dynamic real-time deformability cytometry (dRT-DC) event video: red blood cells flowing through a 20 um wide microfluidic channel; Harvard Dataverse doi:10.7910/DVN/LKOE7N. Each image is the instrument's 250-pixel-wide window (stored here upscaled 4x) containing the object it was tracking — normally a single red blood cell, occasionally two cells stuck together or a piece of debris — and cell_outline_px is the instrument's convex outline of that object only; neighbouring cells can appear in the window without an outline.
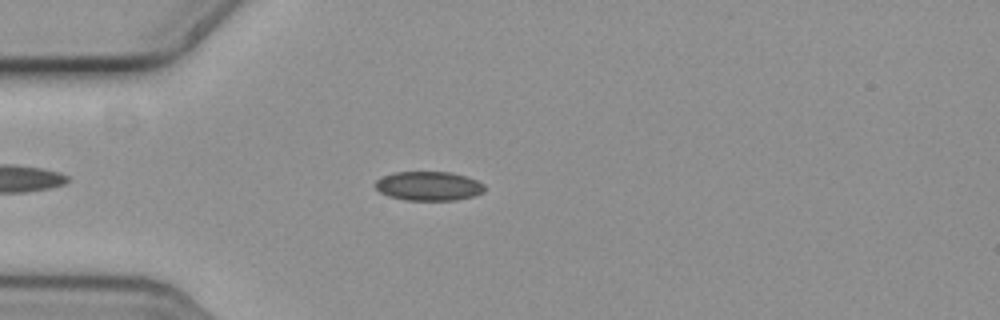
{"species": "common noctule bat (a hibernating species)", "species_latin": "Nyctalus noctula", "temperature_condition": "cold", "stored_images_in_passage": 51, "camera_frame_rate_fps": 3000, "um_per_image_px": 0.085, "animal": {"sex": "female", "body_mass_g": 19.3, "forearm_length_mm": 54.1}, "frame": {"image": 1, "passage_image": 9, "time_ms": 2.667, "image_size_px": [1000, 320], "cell_outline_px": [[484, 192], [476, 196], [456, 200], [404, 200], [388, 196], [380, 192], [376, 188], [376, 180], [384, 176], [396, 172], [448, 172], [464, 176], [476, 180], [484, 184]], "centroid_in_image_um": [36.45, 15.82], "position_along_channel_um": 48.5, "area_um2": 18.5}}
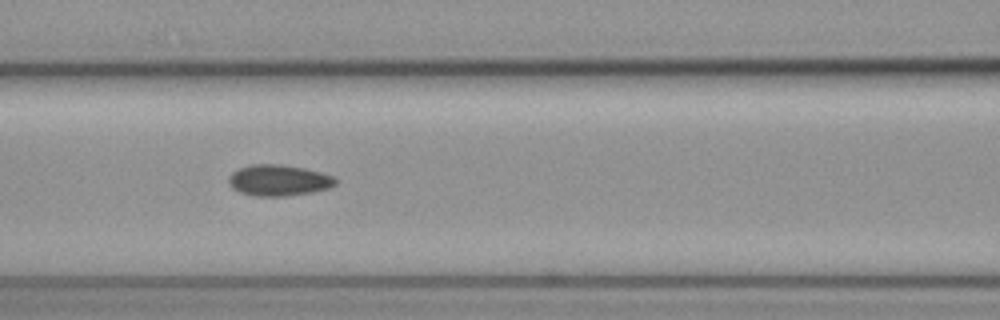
{"frame": {"image": 2, "passage_image": 18, "time_ms": 5.667, "image_size_px": [1000, 320], "cell_outline_px": [[336, 184], [328, 188], [312, 192], [284, 196], [256, 196], [240, 192], [232, 188], [228, 180], [232, 172], [240, 168], [252, 164], [280, 164], [304, 168], [336, 176]], "centroid_in_image_um": [23.7, 15.32], "position_along_channel_um": 142.9, "area_um2": 19.31}}
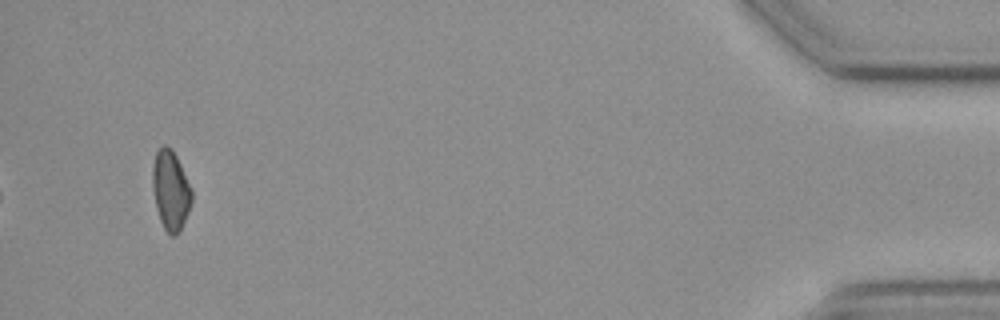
{"frame": {"image": 3, "passage_image": 48, "time_ms": 15.667, "image_size_px": [1000, 320], "cell_outline_px": [[192, 200], [188, 212], [180, 232], [176, 236], [168, 236], [160, 220], [156, 208], [152, 188], [152, 168], [156, 152], [164, 144], [176, 156], [192, 188]], "centroid_in_image_um": [14.5, 16.23], "position_along_channel_um": 420.7, "area_um2": 18.21}, "authors_computed_cell_mechanics": {"area_um2": 18.496, "velocity_mm_per_s": 3.6116, "shape_relaxation_time_tau1_ms": null, "shape_relaxation_time_tau2_ms": 6.5923, "deformation_change_tau1": null, "deformation_change_tau2": 0.0926}}